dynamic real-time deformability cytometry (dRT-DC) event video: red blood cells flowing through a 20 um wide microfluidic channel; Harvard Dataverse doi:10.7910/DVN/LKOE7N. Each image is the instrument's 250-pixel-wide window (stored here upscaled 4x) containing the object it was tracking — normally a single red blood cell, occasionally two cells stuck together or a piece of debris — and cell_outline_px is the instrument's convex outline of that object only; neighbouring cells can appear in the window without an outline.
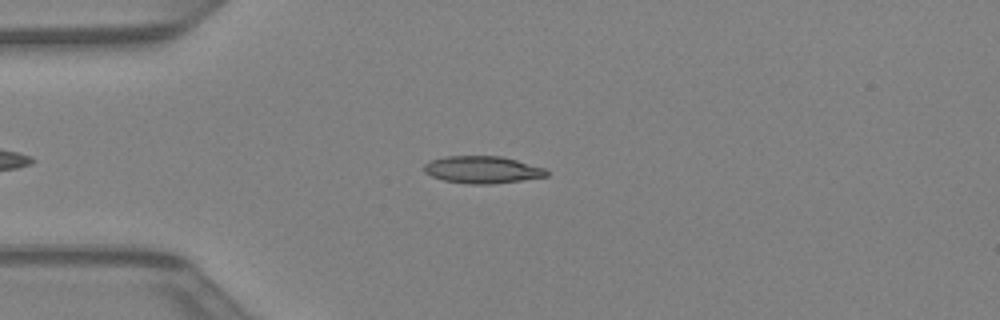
{"species": "Egyptian fruit bat (a non-hibernating species)", "species_latin": "Rousettus aegyptiacus", "temperature_condition": "warm", "stored_images_in_passage": 35, "camera_frame_rate_fps": 3000, "um_per_image_px": 0.085, "animal": {"sex": "female"}, "frame": {"image": 1, "passage_image": 7, "time_ms": 2.0, "image_size_px": [1000, 320], "cell_outline_px": [[548, 176], [520, 180], [488, 184], [472, 184], [444, 180], [432, 176], [424, 172], [424, 164], [432, 160], [444, 156], [500, 156], [516, 160], [544, 168], [548, 172]], "centroid_in_image_um": [40.98, 14.42], "position_along_channel_um": 44.0, "area_um2": 19.13}}
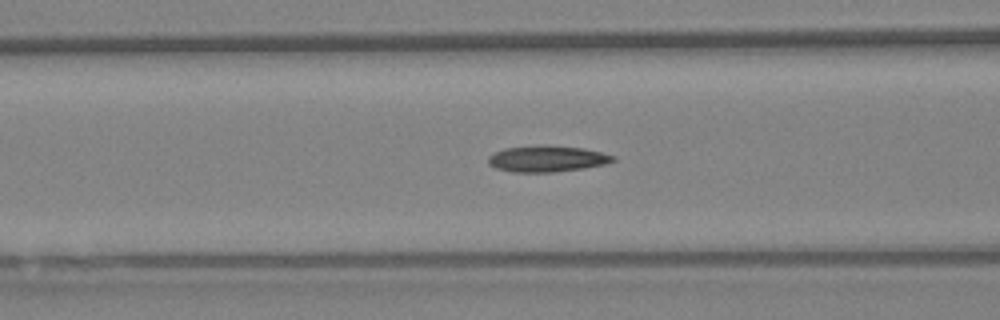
{"frame": {"image": 2, "passage_image": 13, "time_ms": 4.0, "image_size_px": [1000, 320], "cell_outline_px": [[616, 160], [604, 164], [584, 168], [552, 172], [512, 172], [496, 168], [488, 164], [488, 156], [504, 148], [584, 148], [616, 156]], "centroid_in_image_um": [46.51, 13.55], "position_along_channel_um": 120.1, "area_um2": 18.03}}
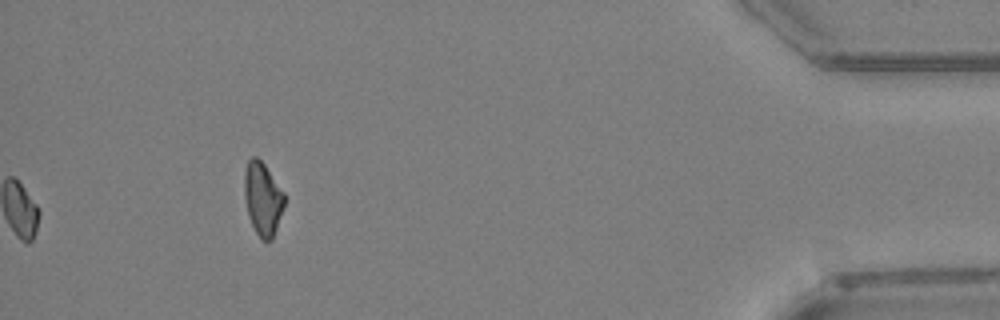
{"frame": {"image": 3, "passage_image": 35, "time_ms": 11.333, "image_size_px": [1000, 320], "cell_outline_px": [[284, 204], [272, 240], [260, 240], [248, 216], [244, 196], [244, 168], [248, 160], [252, 156], [256, 156], [264, 164], [284, 192]], "centroid_in_image_um": [22.3, 16.87], "position_along_channel_um": 412.9, "area_um2": 16.99}}